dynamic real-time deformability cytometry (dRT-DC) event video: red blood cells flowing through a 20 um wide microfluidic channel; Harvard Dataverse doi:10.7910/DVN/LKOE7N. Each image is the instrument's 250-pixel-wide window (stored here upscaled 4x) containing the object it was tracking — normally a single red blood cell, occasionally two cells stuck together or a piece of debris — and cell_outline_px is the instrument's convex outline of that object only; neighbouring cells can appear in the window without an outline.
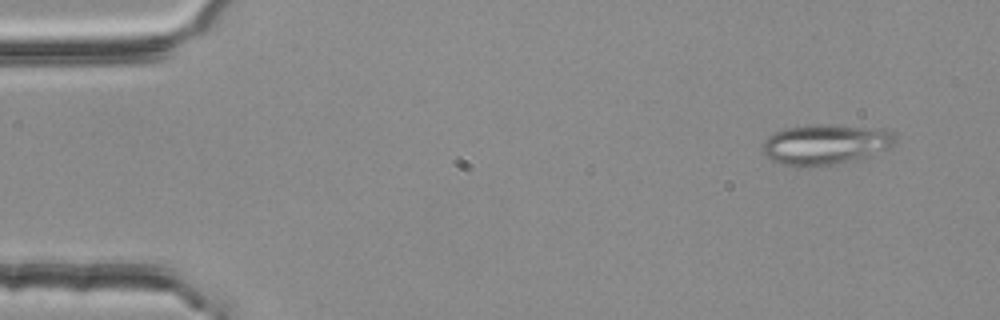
{"species": "common noctule bat (a hibernating species)", "species_latin": "Nyctalus noctula", "temperature_condition": "room temperature", "stored_images_in_passage": 4, "segment_of_instrument_passage": [1, 2], "camera_frame_rate_fps": 3000, "um_per_image_px": 0.085, "animal": {"sex": "female", "body_mass_g": 25.1}, "frame": {"image": 1, "passage_image": 1, "time_ms": 0.0, "image_size_px": [1000, 320], "cell_outline_px": [[896, 144], [888, 148], [868, 156], [856, 160], [832, 164], [796, 168], [772, 160], [764, 152], [764, 140], [768, 136], [784, 128], [820, 124], [832, 124], [884, 128], [892, 132]], "centroid_in_image_um": [70.19, 12.26], "position_along_channel_um": 14.8, "area_um2": 31.21}}
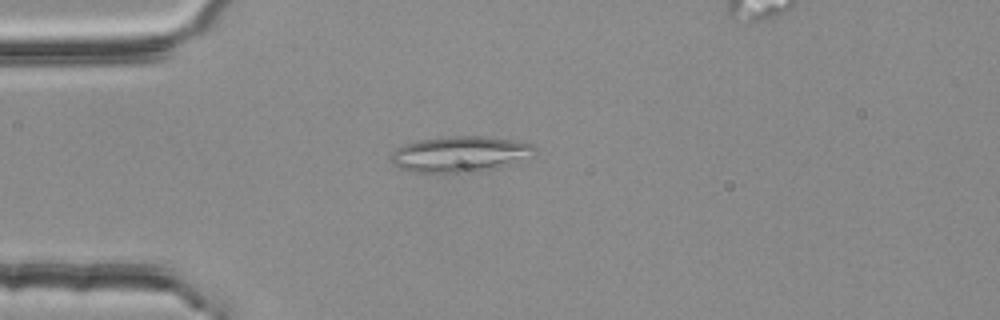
{"frame": {"image": 2, "passage_image": 3, "time_ms": 0.667, "image_size_px": [1000, 320], "cell_outline_px": [[536, 156], [488, 172], [460, 176], [452, 176], [412, 172], [400, 168], [392, 164], [392, 152], [396, 148], [404, 144], [420, 140], [448, 136], [484, 136], [516, 140], [532, 144], [536, 148]], "centroid_in_image_um": [39.17, 13.17], "position_along_channel_um": 45.8, "area_um2": 31.85}}